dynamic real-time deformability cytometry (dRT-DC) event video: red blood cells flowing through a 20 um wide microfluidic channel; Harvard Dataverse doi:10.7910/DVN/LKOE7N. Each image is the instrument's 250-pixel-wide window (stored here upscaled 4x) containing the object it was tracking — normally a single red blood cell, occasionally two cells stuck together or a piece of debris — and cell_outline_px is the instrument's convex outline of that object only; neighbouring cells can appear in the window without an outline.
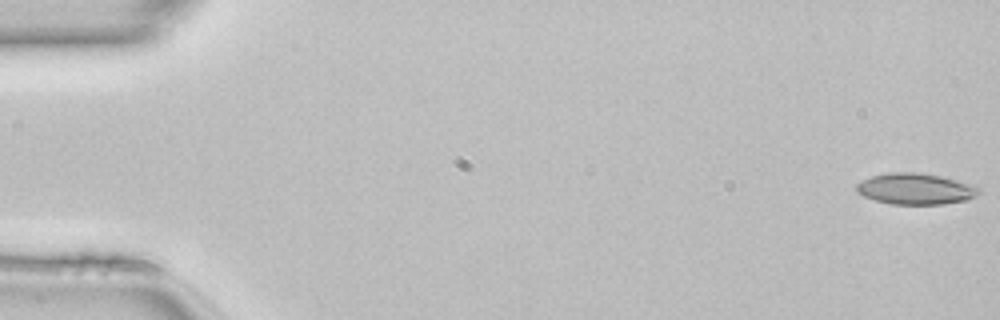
{"species": "common noctule bat (a hibernating species)", "species_latin": "Nyctalus noctula", "temperature_condition": "room temperature", "stored_images_in_passage": 51, "segment_of_instrument_passage": [1, 2], "camera_frame_rate_fps": 3000, "um_per_image_px": 0.085, "animal": {"sex": "female", "body_mass_g": 22.7, "forearm_length_mm": 54.2}, "frame": {"image": 1, "passage_image": 1, "time_ms": 0.0, "image_size_px": [1000, 320], "cell_outline_px": [[984, 192], [968, 200], [944, 204], [888, 204], [864, 196], [856, 192], [856, 184], [872, 176], [888, 172], [916, 172], [940, 176], [968, 184], [980, 188]], "centroid_in_image_um": [77.83, 16.06], "position_along_channel_um": 7.2, "area_um2": 22.2}}
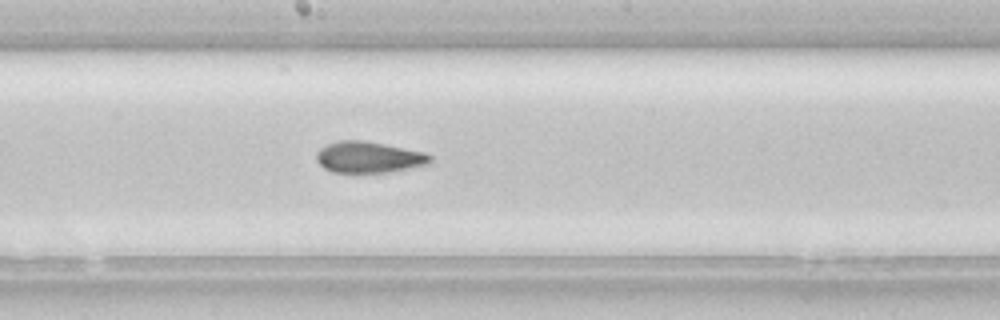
{"frame": {"image": 2, "passage_image": 27, "time_ms": 8.667, "image_size_px": [1000, 320], "cell_outline_px": [[432, 160], [428, 164], [384, 172], [332, 172], [324, 168], [316, 160], [316, 152], [320, 148], [328, 144], [340, 140], [360, 140], [384, 144], [424, 152], [432, 156]], "centroid_in_image_um": [31.31, 13.35], "position_along_channel_um": 216.9, "area_um2": 20.4}}
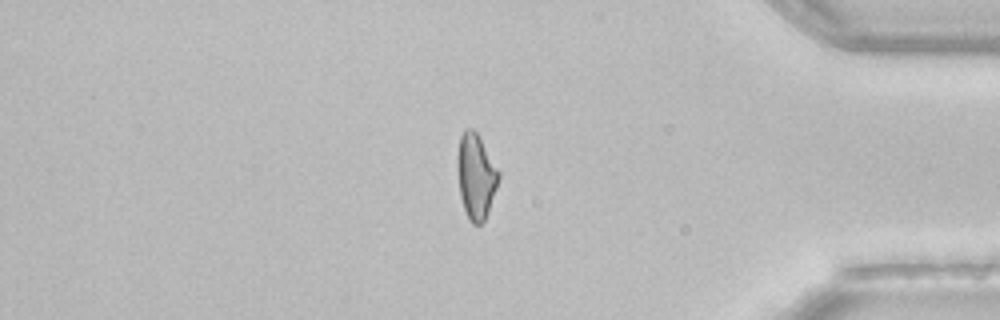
{"frame": {"image": 3, "passage_image": 42, "time_ms": 13.667, "image_size_px": [1000, 320], "cell_outline_px": [[500, 176], [488, 212], [484, 220], [480, 224], [472, 224], [468, 220], [460, 196], [456, 168], [456, 156], [460, 136], [464, 128], [472, 128], [476, 132], [500, 172]], "centroid_in_image_um": [40.42, 14.97], "position_along_channel_um": 394.8, "area_um2": 20.58}}